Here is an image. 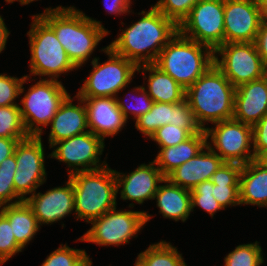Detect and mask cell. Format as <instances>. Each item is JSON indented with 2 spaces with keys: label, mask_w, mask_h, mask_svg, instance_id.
Returning <instances> with one entry per match:
<instances>
[{
  "label": "cell",
  "mask_w": 267,
  "mask_h": 266,
  "mask_svg": "<svg viewBox=\"0 0 267 266\" xmlns=\"http://www.w3.org/2000/svg\"><path fill=\"white\" fill-rule=\"evenodd\" d=\"M74 98L79 101L77 105L73 103ZM74 98L69 94L50 121L49 148L56 142L89 131L86 106L82 98L77 95Z\"/></svg>",
  "instance_id": "cell-21"
},
{
  "label": "cell",
  "mask_w": 267,
  "mask_h": 266,
  "mask_svg": "<svg viewBox=\"0 0 267 266\" xmlns=\"http://www.w3.org/2000/svg\"><path fill=\"white\" fill-rule=\"evenodd\" d=\"M223 163L220 156L206 145L195 157L180 165L166 178L172 184L191 190L199 183L211 180Z\"/></svg>",
  "instance_id": "cell-22"
},
{
  "label": "cell",
  "mask_w": 267,
  "mask_h": 266,
  "mask_svg": "<svg viewBox=\"0 0 267 266\" xmlns=\"http://www.w3.org/2000/svg\"><path fill=\"white\" fill-rule=\"evenodd\" d=\"M263 63H267V18L263 17L254 41Z\"/></svg>",
  "instance_id": "cell-41"
},
{
  "label": "cell",
  "mask_w": 267,
  "mask_h": 266,
  "mask_svg": "<svg viewBox=\"0 0 267 266\" xmlns=\"http://www.w3.org/2000/svg\"><path fill=\"white\" fill-rule=\"evenodd\" d=\"M9 30L7 29L4 19L0 15V53L5 49L7 39L9 37Z\"/></svg>",
  "instance_id": "cell-44"
},
{
  "label": "cell",
  "mask_w": 267,
  "mask_h": 266,
  "mask_svg": "<svg viewBox=\"0 0 267 266\" xmlns=\"http://www.w3.org/2000/svg\"><path fill=\"white\" fill-rule=\"evenodd\" d=\"M192 135L193 134L188 129L166 124L158 128L150 138L156 142L159 147H169L184 142Z\"/></svg>",
  "instance_id": "cell-39"
},
{
  "label": "cell",
  "mask_w": 267,
  "mask_h": 266,
  "mask_svg": "<svg viewBox=\"0 0 267 266\" xmlns=\"http://www.w3.org/2000/svg\"><path fill=\"white\" fill-rule=\"evenodd\" d=\"M137 98H135V101L133 104H126L124 103L122 98H119L118 95L115 97L117 101V105L119 109L122 111L124 117L126 120L129 118V115H133V119L136 120L141 115H144L145 113L149 112L151 109L152 104L154 103L153 100L150 98L149 94L147 93L146 89H144V86H137L133 88V91ZM130 94V92L128 93ZM131 95V94H130ZM135 96L133 95V98ZM132 98V97H131ZM131 105V106H130Z\"/></svg>",
  "instance_id": "cell-36"
},
{
  "label": "cell",
  "mask_w": 267,
  "mask_h": 266,
  "mask_svg": "<svg viewBox=\"0 0 267 266\" xmlns=\"http://www.w3.org/2000/svg\"><path fill=\"white\" fill-rule=\"evenodd\" d=\"M0 212L9 220L16 242L24 249L41 227L32 208L22 201L0 206Z\"/></svg>",
  "instance_id": "cell-28"
},
{
  "label": "cell",
  "mask_w": 267,
  "mask_h": 266,
  "mask_svg": "<svg viewBox=\"0 0 267 266\" xmlns=\"http://www.w3.org/2000/svg\"><path fill=\"white\" fill-rule=\"evenodd\" d=\"M30 75H24L21 78L0 74V107L9 105H19L16 103V98L23 94L24 83L32 80Z\"/></svg>",
  "instance_id": "cell-35"
},
{
  "label": "cell",
  "mask_w": 267,
  "mask_h": 266,
  "mask_svg": "<svg viewBox=\"0 0 267 266\" xmlns=\"http://www.w3.org/2000/svg\"><path fill=\"white\" fill-rule=\"evenodd\" d=\"M62 82L54 79H40L28 88L19 104L22 121L29 136H41L68 96ZM44 126V127H43Z\"/></svg>",
  "instance_id": "cell-7"
},
{
  "label": "cell",
  "mask_w": 267,
  "mask_h": 266,
  "mask_svg": "<svg viewBox=\"0 0 267 266\" xmlns=\"http://www.w3.org/2000/svg\"><path fill=\"white\" fill-rule=\"evenodd\" d=\"M5 1L9 4L14 3L15 1H18L23 6V5H28L29 3H32L38 0H5Z\"/></svg>",
  "instance_id": "cell-45"
},
{
  "label": "cell",
  "mask_w": 267,
  "mask_h": 266,
  "mask_svg": "<svg viewBox=\"0 0 267 266\" xmlns=\"http://www.w3.org/2000/svg\"><path fill=\"white\" fill-rule=\"evenodd\" d=\"M166 124L188 129L192 134L202 130L186 98L175 104L154 102L149 112L136 119L135 127L150 139L158 128Z\"/></svg>",
  "instance_id": "cell-16"
},
{
  "label": "cell",
  "mask_w": 267,
  "mask_h": 266,
  "mask_svg": "<svg viewBox=\"0 0 267 266\" xmlns=\"http://www.w3.org/2000/svg\"><path fill=\"white\" fill-rule=\"evenodd\" d=\"M260 6H261L262 17L267 18V0H265Z\"/></svg>",
  "instance_id": "cell-46"
},
{
  "label": "cell",
  "mask_w": 267,
  "mask_h": 266,
  "mask_svg": "<svg viewBox=\"0 0 267 266\" xmlns=\"http://www.w3.org/2000/svg\"><path fill=\"white\" fill-rule=\"evenodd\" d=\"M91 261L85 250L61 244L50 253L41 266H86Z\"/></svg>",
  "instance_id": "cell-33"
},
{
  "label": "cell",
  "mask_w": 267,
  "mask_h": 266,
  "mask_svg": "<svg viewBox=\"0 0 267 266\" xmlns=\"http://www.w3.org/2000/svg\"><path fill=\"white\" fill-rule=\"evenodd\" d=\"M65 184L43 194L35 191L27 197L26 203L32 208L39 226L56 223L75 210L73 183L69 177Z\"/></svg>",
  "instance_id": "cell-17"
},
{
  "label": "cell",
  "mask_w": 267,
  "mask_h": 266,
  "mask_svg": "<svg viewBox=\"0 0 267 266\" xmlns=\"http://www.w3.org/2000/svg\"><path fill=\"white\" fill-rule=\"evenodd\" d=\"M243 165L224 162L212 175L213 196L223 209L240 205V174Z\"/></svg>",
  "instance_id": "cell-27"
},
{
  "label": "cell",
  "mask_w": 267,
  "mask_h": 266,
  "mask_svg": "<svg viewBox=\"0 0 267 266\" xmlns=\"http://www.w3.org/2000/svg\"><path fill=\"white\" fill-rule=\"evenodd\" d=\"M262 18L254 0H224V44L254 42Z\"/></svg>",
  "instance_id": "cell-15"
},
{
  "label": "cell",
  "mask_w": 267,
  "mask_h": 266,
  "mask_svg": "<svg viewBox=\"0 0 267 266\" xmlns=\"http://www.w3.org/2000/svg\"><path fill=\"white\" fill-rule=\"evenodd\" d=\"M263 257L258 241L240 244L224 257V266H260L264 263Z\"/></svg>",
  "instance_id": "cell-32"
},
{
  "label": "cell",
  "mask_w": 267,
  "mask_h": 266,
  "mask_svg": "<svg viewBox=\"0 0 267 266\" xmlns=\"http://www.w3.org/2000/svg\"><path fill=\"white\" fill-rule=\"evenodd\" d=\"M154 64L187 89L214 64V51L177 32Z\"/></svg>",
  "instance_id": "cell-4"
},
{
  "label": "cell",
  "mask_w": 267,
  "mask_h": 266,
  "mask_svg": "<svg viewBox=\"0 0 267 266\" xmlns=\"http://www.w3.org/2000/svg\"><path fill=\"white\" fill-rule=\"evenodd\" d=\"M16 164L15 154L0 163V206L17 204L23 201L16 194L14 188L13 179L16 172Z\"/></svg>",
  "instance_id": "cell-31"
},
{
  "label": "cell",
  "mask_w": 267,
  "mask_h": 266,
  "mask_svg": "<svg viewBox=\"0 0 267 266\" xmlns=\"http://www.w3.org/2000/svg\"><path fill=\"white\" fill-rule=\"evenodd\" d=\"M86 266H92V261H89Z\"/></svg>",
  "instance_id": "cell-51"
},
{
  "label": "cell",
  "mask_w": 267,
  "mask_h": 266,
  "mask_svg": "<svg viewBox=\"0 0 267 266\" xmlns=\"http://www.w3.org/2000/svg\"><path fill=\"white\" fill-rule=\"evenodd\" d=\"M41 136H29L18 142L15 148L17 161L14 176L16 194L26 201L47 180L45 169V152Z\"/></svg>",
  "instance_id": "cell-13"
},
{
  "label": "cell",
  "mask_w": 267,
  "mask_h": 266,
  "mask_svg": "<svg viewBox=\"0 0 267 266\" xmlns=\"http://www.w3.org/2000/svg\"><path fill=\"white\" fill-rule=\"evenodd\" d=\"M235 90L215 64L186 89L185 98L201 129L205 130L208 122L233 118Z\"/></svg>",
  "instance_id": "cell-3"
},
{
  "label": "cell",
  "mask_w": 267,
  "mask_h": 266,
  "mask_svg": "<svg viewBox=\"0 0 267 266\" xmlns=\"http://www.w3.org/2000/svg\"><path fill=\"white\" fill-rule=\"evenodd\" d=\"M253 151L255 159L267 153V113L252 126Z\"/></svg>",
  "instance_id": "cell-40"
},
{
  "label": "cell",
  "mask_w": 267,
  "mask_h": 266,
  "mask_svg": "<svg viewBox=\"0 0 267 266\" xmlns=\"http://www.w3.org/2000/svg\"><path fill=\"white\" fill-rule=\"evenodd\" d=\"M80 98L86 106L89 131L103 141L105 137H114L127 124L115 97Z\"/></svg>",
  "instance_id": "cell-19"
},
{
  "label": "cell",
  "mask_w": 267,
  "mask_h": 266,
  "mask_svg": "<svg viewBox=\"0 0 267 266\" xmlns=\"http://www.w3.org/2000/svg\"><path fill=\"white\" fill-rule=\"evenodd\" d=\"M267 113V76L236 87L233 119L255 125Z\"/></svg>",
  "instance_id": "cell-20"
},
{
  "label": "cell",
  "mask_w": 267,
  "mask_h": 266,
  "mask_svg": "<svg viewBox=\"0 0 267 266\" xmlns=\"http://www.w3.org/2000/svg\"><path fill=\"white\" fill-rule=\"evenodd\" d=\"M178 32L215 51L224 44V0H200L178 26Z\"/></svg>",
  "instance_id": "cell-12"
},
{
  "label": "cell",
  "mask_w": 267,
  "mask_h": 266,
  "mask_svg": "<svg viewBox=\"0 0 267 266\" xmlns=\"http://www.w3.org/2000/svg\"><path fill=\"white\" fill-rule=\"evenodd\" d=\"M204 131L207 146L224 162L245 165L255 159L253 149L250 150L253 147L251 125L232 118L214 123V127H206Z\"/></svg>",
  "instance_id": "cell-10"
},
{
  "label": "cell",
  "mask_w": 267,
  "mask_h": 266,
  "mask_svg": "<svg viewBox=\"0 0 267 266\" xmlns=\"http://www.w3.org/2000/svg\"><path fill=\"white\" fill-rule=\"evenodd\" d=\"M22 250L16 242L9 220L0 212V266Z\"/></svg>",
  "instance_id": "cell-38"
},
{
  "label": "cell",
  "mask_w": 267,
  "mask_h": 266,
  "mask_svg": "<svg viewBox=\"0 0 267 266\" xmlns=\"http://www.w3.org/2000/svg\"><path fill=\"white\" fill-rule=\"evenodd\" d=\"M105 147L104 141L90 131L56 142L47 157L65 162L70 168L68 176L76 172L93 171L106 167L100 162Z\"/></svg>",
  "instance_id": "cell-14"
},
{
  "label": "cell",
  "mask_w": 267,
  "mask_h": 266,
  "mask_svg": "<svg viewBox=\"0 0 267 266\" xmlns=\"http://www.w3.org/2000/svg\"><path fill=\"white\" fill-rule=\"evenodd\" d=\"M261 159L267 164V153Z\"/></svg>",
  "instance_id": "cell-48"
},
{
  "label": "cell",
  "mask_w": 267,
  "mask_h": 266,
  "mask_svg": "<svg viewBox=\"0 0 267 266\" xmlns=\"http://www.w3.org/2000/svg\"><path fill=\"white\" fill-rule=\"evenodd\" d=\"M200 0H159L154 6L177 26L189 15Z\"/></svg>",
  "instance_id": "cell-37"
},
{
  "label": "cell",
  "mask_w": 267,
  "mask_h": 266,
  "mask_svg": "<svg viewBox=\"0 0 267 266\" xmlns=\"http://www.w3.org/2000/svg\"><path fill=\"white\" fill-rule=\"evenodd\" d=\"M206 142V134L202 129L199 133L193 134L190 138L175 146L159 147V153L153 161L166 178L180 165L195 157L206 147Z\"/></svg>",
  "instance_id": "cell-26"
},
{
  "label": "cell",
  "mask_w": 267,
  "mask_h": 266,
  "mask_svg": "<svg viewBox=\"0 0 267 266\" xmlns=\"http://www.w3.org/2000/svg\"><path fill=\"white\" fill-rule=\"evenodd\" d=\"M68 177L73 183L76 220L90 223L117 206L115 172L108 165Z\"/></svg>",
  "instance_id": "cell-5"
},
{
  "label": "cell",
  "mask_w": 267,
  "mask_h": 266,
  "mask_svg": "<svg viewBox=\"0 0 267 266\" xmlns=\"http://www.w3.org/2000/svg\"><path fill=\"white\" fill-rule=\"evenodd\" d=\"M103 3L106 11L110 14L122 15L132 12V10L130 11V6H132L131 0H104Z\"/></svg>",
  "instance_id": "cell-42"
},
{
  "label": "cell",
  "mask_w": 267,
  "mask_h": 266,
  "mask_svg": "<svg viewBox=\"0 0 267 266\" xmlns=\"http://www.w3.org/2000/svg\"><path fill=\"white\" fill-rule=\"evenodd\" d=\"M37 15L55 32L77 68L89 60L99 42L110 33L100 21L88 17L74 6L49 7Z\"/></svg>",
  "instance_id": "cell-2"
},
{
  "label": "cell",
  "mask_w": 267,
  "mask_h": 266,
  "mask_svg": "<svg viewBox=\"0 0 267 266\" xmlns=\"http://www.w3.org/2000/svg\"><path fill=\"white\" fill-rule=\"evenodd\" d=\"M258 5H261L265 0H254Z\"/></svg>",
  "instance_id": "cell-49"
},
{
  "label": "cell",
  "mask_w": 267,
  "mask_h": 266,
  "mask_svg": "<svg viewBox=\"0 0 267 266\" xmlns=\"http://www.w3.org/2000/svg\"><path fill=\"white\" fill-rule=\"evenodd\" d=\"M135 266H146L138 257L136 258Z\"/></svg>",
  "instance_id": "cell-47"
},
{
  "label": "cell",
  "mask_w": 267,
  "mask_h": 266,
  "mask_svg": "<svg viewBox=\"0 0 267 266\" xmlns=\"http://www.w3.org/2000/svg\"><path fill=\"white\" fill-rule=\"evenodd\" d=\"M115 172L117 194L120 191L122 200H130L143 204L146 200L154 198L159 183L165 177L154 161L149 164H141L128 174ZM121 188V190H119Z\"/></svg>",
  "instance_id": "cell-18"
},
{
  "label": "cell",
  "mask_w": 267,
  "mask_h": 266,
  "mask_svg": "<svg viewBox=\"0 0 267 266\" xmlns=\"http://www.w3.org/2000/svg\"><path fill=\"white\" fill-rule=\"evenodd\" d=\"M214 64L235 88L265 76V64L254 42L219 46L214 51Z\"/></svg>",
  "instance_id": "cell-11"
},
{
  "label": "cell",
  "mask_w": 267,
  "mask_h": 266,
  "mask_svg": "<svg viewBox=\"0 0 267 266\" xmlns=\"http://www.w3.org/2000/svg\"><path fill=\"white\" fill-rule=\"evenodd\" d=\"M140 19L118 34L108 46L137 66L155 63L163 47L178 32V26L154 5L138 13Z\"/></svg>",
  "instance_id": "cell-1"
},
{
  "label": "cell",
  "mask_w": 267,
  "mask_h": 266,
  "mask_svg": "<svg viewBox=\"0 0 267 266\" xmlns=\"http://www.w3.org/2000/svg\"><path fill=\"white\" fill-rule=\"evenodd\" d=\"M137 257L146 266H187L177 247L165 240L149 245Z\"/></svg>",
  "instance_id": "cell-29"
},
{
  "label": "cell",
  "mask_w": 267,
  "mask_h": 266,
  "mask_svg": "<svg viewBox=\"0 0 267 266\" xmlns=\"http://www.w3.org/2000/svg\"><path fill=\"white\" fill-rule=\"evenodd\" d=\"M137 72L145 73L144 80L147 78L146 72H149L147 87L144 86V89L153 102L175 104L185 99L186 89L154 63L138 66Z\"/></svg>",
  "instance_id": "cell-25"
},
{
  "label": "cell",
  "mask_w": 267,
  "mask_h": 266,
  "mask_svg": "<svg viewBox=\"0 0 267 266\" xmlns=\"http://www.w3.org/2000/svg\"><path fill=\"white\" fill-rule=\"evenodd\" d=\"M109 210L92 220L91 228L77 241L91 242L101 246H118L129 243L130 239L153 217L146 211Z\"/></svg>",
  "instance_id": "cell-9"
},
{
  "label": "cell",
  "mask_w": 267,
  "mask_h": 266,
  "mask_svg": "<svg viewBox=\"0 0 267 266\" xmlns=\"http://www.w3.org/2000/svg\"><path fill=\"white\" fill-rule=\"evenodd\" d=\"M0 137L24 140L29 137L25 130L19 105L0 107Z\"/></svg>",
  "instance_id": "cell-30"
},
{
  "label": "cell",
  "mask_w": 267,
  "mask_h": 266,
  "mask_svg": "<svg viewBox=\"0 0 267 266\" xmlns=\"http://www.w3.org/2000/svg\"><path fill=\"white\" fill-rule=\"evenodd\" d=\"M155 199L159 213L164 218L185 222L192 212L190 190L172 184L167 178L158 186L153 200Z\"/></svg>",
  "instance_id": "cell-24"
},
{
  "label": "cell",
  "mask_w": 267,
  "mask_h": 266,
  "mask_svg": "<svg viewBox=\"0 0 267 266\" xmlns=\"http://www.w3.org/2000/svg\"><path fill=\"white\" fill-rule=\"evenodd\" d=\"M239 192L240 205L267 207V164L262 159L243 165Z\"/></svg>",
  "instance_id": "cell-23"
},
{
  "label": "cell",
  "mask_w": 267,
  "mask_h": 266,
  "mask_svg": "<svg viewBox=\"0 0 267 266\" xmlns=\"http://www.w3.org/2000/svg\"><path fill=\"white\" fill-rule=\"evenodd\" d=\"M213 187L214 184L212 181L207 180L199 183L190 190L192 212L195 207L199 206L213 217L217 211L223 210L222 206L213 196Z\"/></svg>",
  "instance_id": "cell-34"
},
{
  "label": "cell",
  "mask_w": 267,
  "mask_h": 266,
  "mask_svg": "<svg viewBox=\"0 0 267 266\" xmlns=\"http://www.w3.org/2000/svg\"><path fill=\"white\" fill-rule=\"evenodd\" d=\"M19 141L17 138L0 137V163L14 154Z\"/></svg>",
  "instance_id": "cell-43"
},
{
  "label": "cell",
  "mask_w": 267,
  "mask_h": 266,
  "mask_svg": "<svg viewBox=\"0 0 267 266\" xmlns=\"http://www.w3.org/2000/svg\"><path fill=\"white\" fill-rule=\"evenodd\" d=\"M31 19V29L27 32L31 52L30 75L58 80L62 73L78 69L68 58L55 32L37 14Z\"/></svg>",
  "instance_id": "cell-6"
},
{
  "label": "cell",
  "mask_w": 267,
  "mask_h": 266,
  "mask_svg": "<svg viewBox=\"0 0 267 266\" xmlns=\"http://www.w3.org/2000/svg\"><path fill=\"white\" fill-rule=\"evenodd\" d=\"M265 76H267V63L265 64Z\"/></svg>",
  "instance_id": "cell-50"
},
{
  "label": "cell",
  "mask_w": 267,
  "mask_h": 266,
  "mask_svg": "<svg viewBox=\"0 0 267 266\" xmlns=\"http://www.w3.org/2000/svg\"><path fill=\"white\" fill-rule=\"evenodd\" d=\"M101 51L107 54L108 60L100 64L99 57L92 59L93 69L78 90V97H116L133 81L138 69L134 62L116 54L109 46Z\"/></svg>",
  "instance_id": "cell-8"
}]
</instances>
